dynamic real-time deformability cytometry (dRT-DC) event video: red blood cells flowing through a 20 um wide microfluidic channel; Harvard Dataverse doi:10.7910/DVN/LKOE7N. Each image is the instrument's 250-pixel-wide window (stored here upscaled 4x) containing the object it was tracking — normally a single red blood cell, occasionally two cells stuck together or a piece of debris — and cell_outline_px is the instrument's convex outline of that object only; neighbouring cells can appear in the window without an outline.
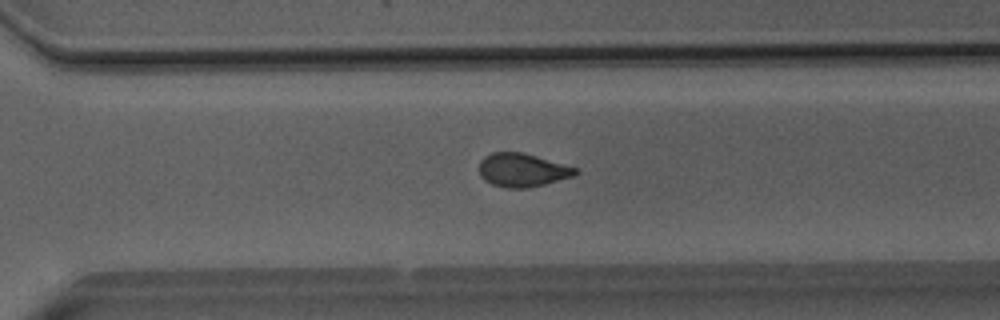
{"species": "Egyptian fruit bat (a non-hibernating species)", "species_latin": "Rousettus aegyptiacus", "temperature_condition": "room temperature", "stored_images_in_passage": 38, "camera_frame_rate_fps": 3000, "um_per_image_px": 0.085, "animal": {"sex": "male"}, "frame": {"image": 1, "passage_image": 23, "time_ms": 7.333, "image_size_px": [1000, 320], "cell_outline_px": [[576, 176], [528, 188], [508, 188], [492, 184], [484, 180], [480, 176], [480, 160], [484, 156], [492, 152], [520, 152], [536, 156], [576, 168]], "centroid_in_image_um": [44.37, 14.46], "position_along_channel_um": 326.2, "area_um2": 18.61}}
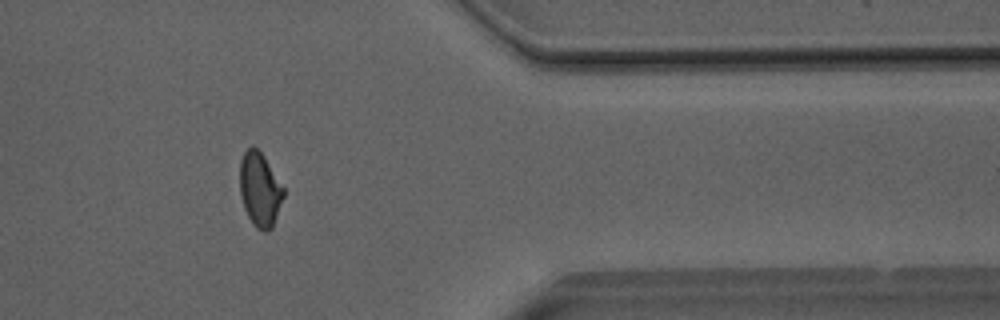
{"frame": {"image": 2, "passage_image": 29, "time_ms": 9.333, "image_size_px": [1000, 320], "cell_outline_px": [[284, 196], [272, 228], [264, 232], [256, 228], [252, 224], [244, 208], [240, 192], [240, 160], [244, 152], [252, 144], [264, 156], [284, 188]], "centroid_in_image_um": [22.08, 16.11], "position_along_channel_um": 389.3, "area_um2": 18.84}}
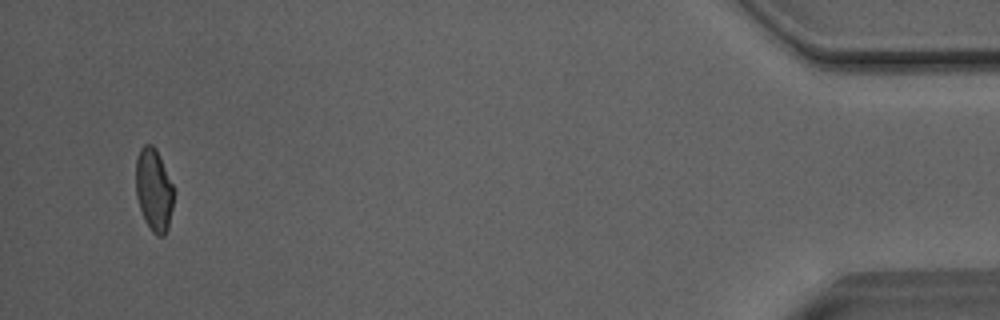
{"frame": {"image": 3, "passage_image": 36, "time_ms": 11.667, "image_size_px": [1000, 320], "cell_outline_px": [[176, 192], [168, 228], [164, 236], [156, 236], [152, 232], [144, 220], [136, 196], [136, 160], [140, 148], [144, 144], [152, 144], [156, 148]], "centroid_in_image_um": [13.09, 16.16], "position_along_channel_um": 422.1, "area_um2": 18.55}, "authors_computed_cell_mechanics": {"area_um2": 19.2474, "velocity_mm_per_s": 4.0568, "shape_relaxation_time_tau1_ms": 7.975, "shape_relaxation_time_tau2_ms": 1.4774, "deformation_change_tau1": 0.1691, "deformation_change_tau2": 0.0715}}